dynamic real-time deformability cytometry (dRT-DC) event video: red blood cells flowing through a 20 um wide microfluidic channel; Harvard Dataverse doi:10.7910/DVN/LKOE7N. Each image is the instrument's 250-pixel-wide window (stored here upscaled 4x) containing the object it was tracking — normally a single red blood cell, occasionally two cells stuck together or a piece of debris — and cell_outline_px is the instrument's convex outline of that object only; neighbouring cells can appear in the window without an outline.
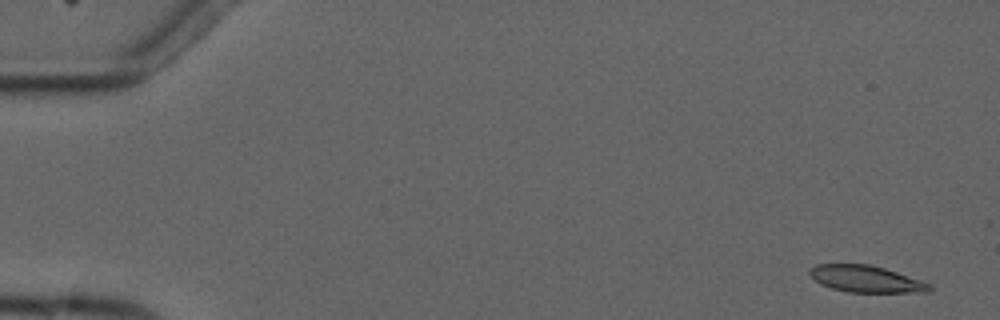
{"species": "common noctule bat (a hibernating species)", "species_latin": "Nyctalus noctula", "temperature_condition": "cold", "stored_images_in_passage": 5, "camera_frame_rate_fps": 3000, "um_per_image_px": 0.085, "animal": {"sex": "male", "forearm_length_mm": 52.5}, "frame": {"image": 1, "passage_image": 1, "time_ms": 0.0, "image_size_px": [1000, 320], "cell_outline_px": [[932, 288], [928, 292], [848, 292], [832, 288], [820, 284], [808, 272], [808, 268], [816, 264], [868, 264], [884, 268], [932, 284]], "centroid_in_image_um": [73.59, 23.71], "position_along_channel_um": 11.4, "area_um2": 18.55}}
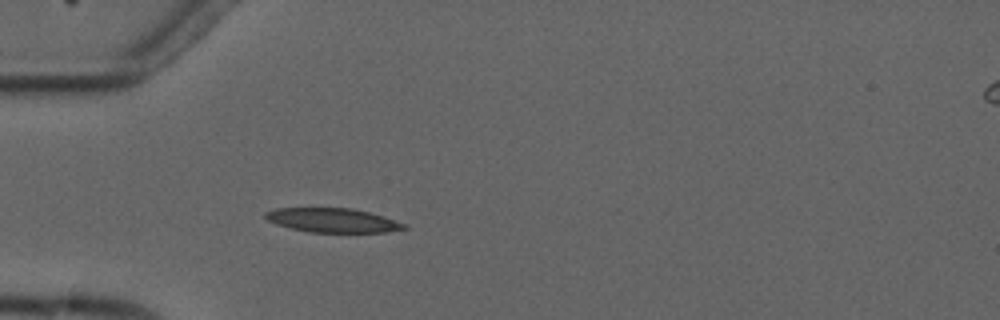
{"frame": {"image": 2, "passage_image": 5, "time_ms": 4.667, "image_size_px": [1000, 320], "cell_outline_px": [[408, 228], [388, 232], [308, 232], [276, 224], [268, 220], [264, 216], [264, 212], [276, 208], [352, 208], [368, 212], [408, 224]], "centroid_in_image_um": [28.28, 18.72], "position_along_channel_um": 56.7, "area_um2": 19.48}}